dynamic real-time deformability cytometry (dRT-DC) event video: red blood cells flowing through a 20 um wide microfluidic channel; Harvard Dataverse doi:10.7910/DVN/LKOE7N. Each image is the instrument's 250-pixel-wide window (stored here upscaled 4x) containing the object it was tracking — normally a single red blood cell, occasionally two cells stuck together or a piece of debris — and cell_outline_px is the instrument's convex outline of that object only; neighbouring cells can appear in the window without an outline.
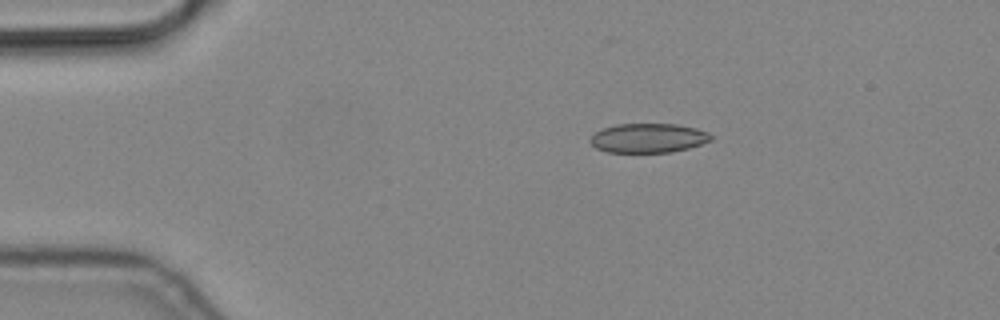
{"species": "common noctule bat (a hibernating species)", "species_latin": "Nyctalus noctula", "temperature_condition": "cold", "stored_images_in_passage": 9, "camera_frame_rate_fps": 3000, "um_per_image_px": 0.085, "animal": {"sex": "male", "body_mass_g": 19.2, "forearm_length_mm": 51.8}, "frame": {"image": 1, "passage_image": 1, "time_ms": 0.0, "image_size_px": [1000, 320], "cell_outline_px": [[712, 140], [688, 148], [672, 152], [608, 152], [596, 148], [592, 144], [592, 136], [596, 132], [604, 128], [616, 124], [676, 124], [696, 128], [708, 132], [712, 136]], "centroid_in_image_um": [55.13, 11.73], "position_along_channel_um": 29.9, "area_um2": 20.4}}
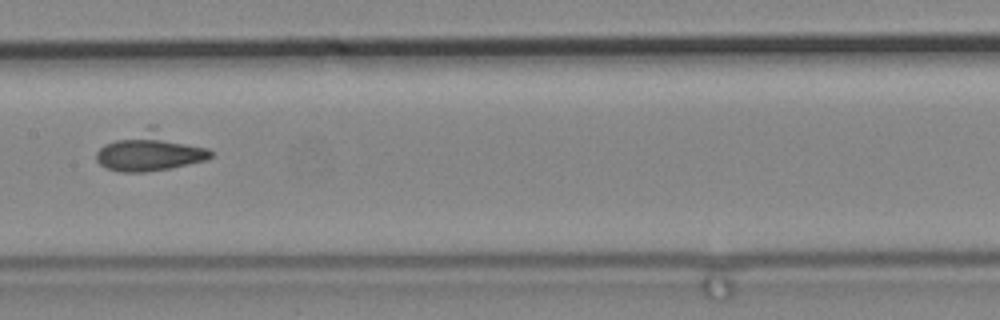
{"frame": {"image": 2, "passage_image": 6, "time_ms": 1.667, "image_size_px": [1000, 320], "cell_outline_px": [[212, 156], [208, 160], [172, 168], [144, 172], [120, 172], [104, 168], [96, 160], [96, 152], [104, 144], [148, 124], [156, 124], [208, 148], [212, 152]], "centroid_in_image_um": [12.8, 12.84], "position_along_channel_um": 194.6, "area_um2": 26.82}}
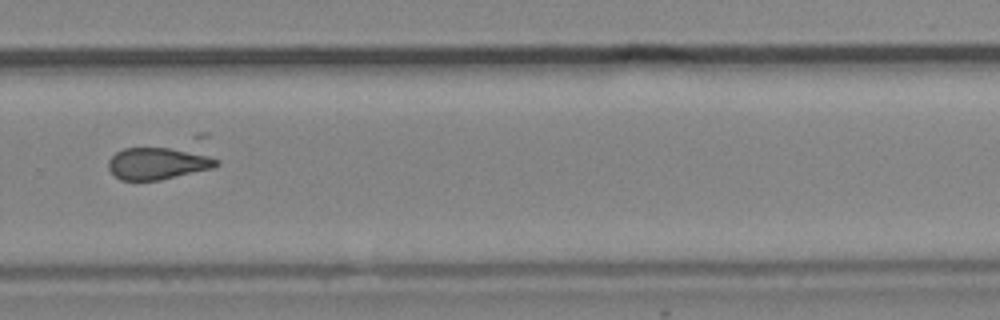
{"frame": {"image": 3, "passage_image": 9, "time_ms": 2.667, "image_size_px": [1000, 320], "cell_outline_px": [[220, 164], [212, 168], [160, 180], [120, 180], [108, 168], [108, 160], [116, 152], [124, 148], [196, 132], [208, 132], [220, 160]], "centroid_in_image_um": [14.06, 13.44], "position_along_channel_um": 315.7, "area_um2": 27.46}}